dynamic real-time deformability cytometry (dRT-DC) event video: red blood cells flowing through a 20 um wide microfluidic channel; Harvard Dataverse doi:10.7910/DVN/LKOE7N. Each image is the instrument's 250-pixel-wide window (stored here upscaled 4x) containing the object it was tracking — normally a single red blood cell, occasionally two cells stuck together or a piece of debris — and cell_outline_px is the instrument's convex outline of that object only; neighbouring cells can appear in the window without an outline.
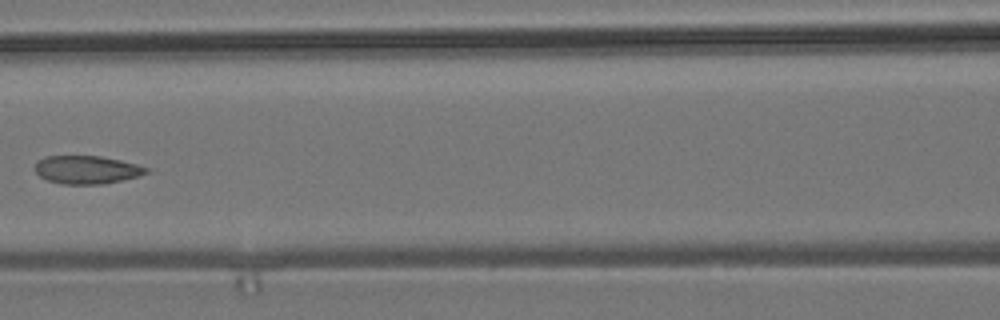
{"species": "common noctule bat (a hibernating species)", "species_latin": "Nyctalus noctula", "temperature_condition": "room temperature", "stored_images_in_passage": 6, "camera_frame_rate_fps": 3000, "um_per_image_px": 0.085, "animal": {"sex": "male", "body_mass_g": 19.2, "forearm_length_mm": 51.8}, "frame": {"image": 1, "passage_image": 5, "time_ms": 6.0, "image_size_px": [1000, 320], "cell_outline_px": [[152, 172], [104, 184], [60, 184], [48, 180], [40, 176], [36, 172], [36, 164], [44, 156], [100, 156], [120, 160], [136, 164], [148, 168]], "centroid_in_image_um": [7.39, 14.43], "position_along_channel_um": 159.2, "area_um2": 18.09}}
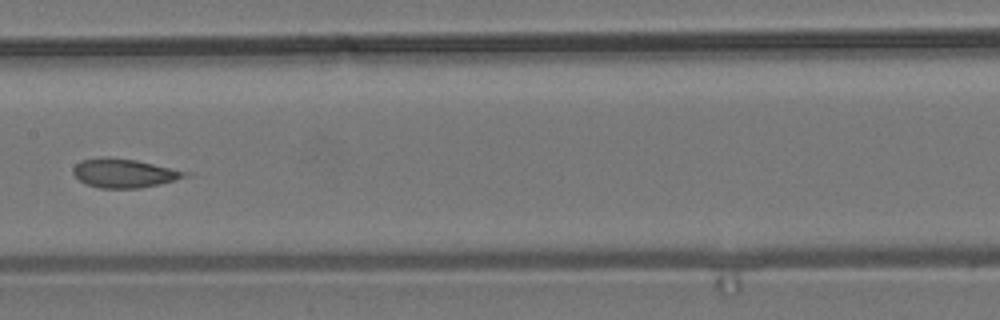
{"frame": {"image": 2, "passage_image": 6, "time_ms": 7.0, "image_size_px": [1000, 320], "cell_outline_px": [[192, 176], [160, 184], [140, 188], [100, 188], [88, 184], [80, 180], [72, 172], [72, 168], [80, 160], [100, 156], [108, 156], [136, 160], [192, 172]], "centroid_in_image_um": [10.6, 14.7], "position_along_channel_um": 196.8, "area_um2": 19.19}}